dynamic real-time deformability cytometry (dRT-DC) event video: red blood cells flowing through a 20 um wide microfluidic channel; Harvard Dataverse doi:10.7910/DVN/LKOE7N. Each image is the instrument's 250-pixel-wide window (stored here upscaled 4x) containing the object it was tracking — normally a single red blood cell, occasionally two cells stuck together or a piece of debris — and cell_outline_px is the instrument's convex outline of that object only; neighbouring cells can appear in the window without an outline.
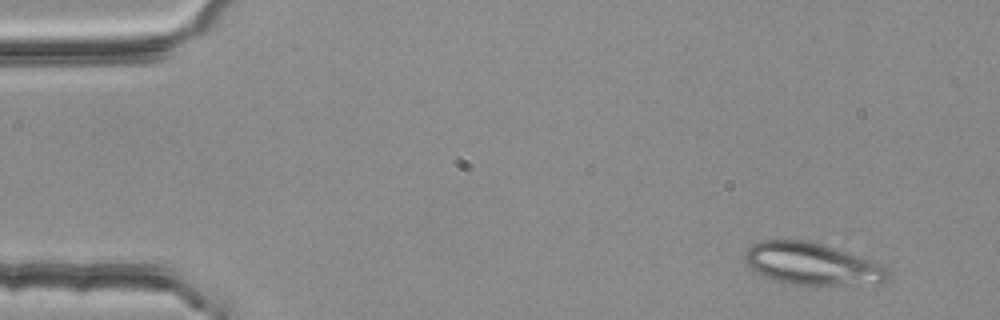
{"species": "common noctule bat (a hibernating species)", "species_latin": "Nyctalus noctula", "temperature_condition": "room temperature", "stored_images_in_passage": 3, "camera_frame_rate_fps": 3000, "um_per_image_px": 0.085, "animal": {"sex": "female", "body_mass_g": 25.1}, "frame": {"image": 1, "passage_image": 1, "time_ms": 0.0, "image_size_px": [1000, 320], "cell_outline_px": [[888, 276], [884, 280], [876, 284], [796, 284], [776, 280], [748, 268], [744, 256], [744, 252], [752, 244], [764, 240], [800, 240], [820, 244], [868, 260], [884, 268], [888, 272]], "centroid_in_image_um": [68.92, 22.43], "position_along_channel_um": 16.1, "area_um2": 33.81}}